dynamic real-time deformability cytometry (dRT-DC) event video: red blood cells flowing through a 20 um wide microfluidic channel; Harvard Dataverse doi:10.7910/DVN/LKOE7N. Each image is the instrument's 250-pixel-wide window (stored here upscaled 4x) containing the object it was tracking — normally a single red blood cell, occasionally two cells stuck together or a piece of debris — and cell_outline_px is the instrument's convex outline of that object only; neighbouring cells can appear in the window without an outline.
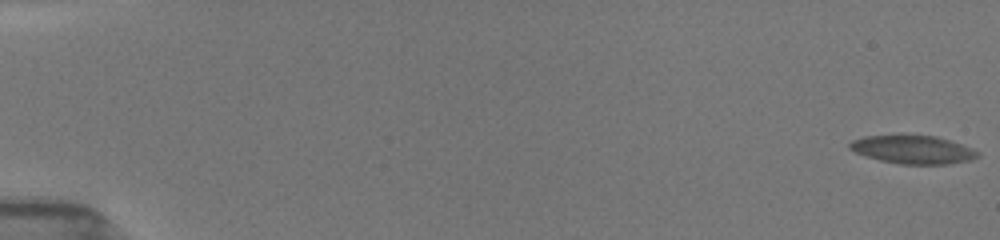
{"species": "common noctule bat (a hibernating species)", "species_latin": "Nyctalus noctula", "temperature_condition": "room temperature", "stored_images_in_passage": 55, "camera_frame_rate_fps": 3000, "um_per_image_px": 0.085, "animal": {"sex": "female", "body_mass_g": 19.5, "forearm_length_mm": 54.1}, "frame": {"image": 1, "passage_image": 1, "time_ms": 0.0, "image_size_px": [1000, 240], "cell_outline_px": [[980, 156], [968, 160], [948, 164], [900, 164], [880, 160], [864, 156], [848, 148], [848, 144], [852, 140], [864, 136], [936, 136], [960, 144], [976, 152]], "centroid_in_image_um": [77.52, 12.73], "position_along_channel_um": 7.5, "area_um2": 20.58}}
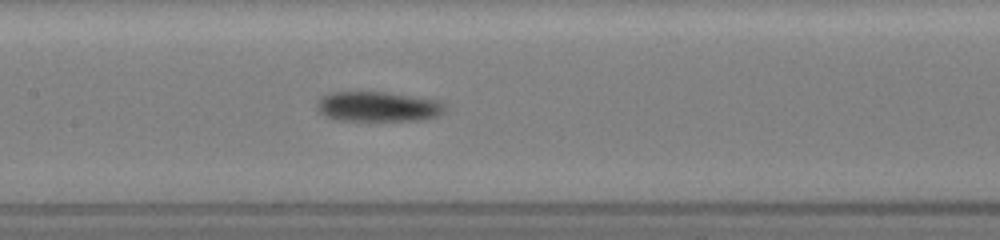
{"frame": {"image": 2, "passage_image": 28, "time_ms": 9.0, "image_size_px": [1000, 240], "cell_outline_px": [[444, 112], [436, 116], [420, 120], [332, 120], [320, 112], [316, 104], [324, 96], [332, 92], [384, 92], [436, 100], [444, 104]], "centroid_in_image_um": [32.1, 9.07], "position_along_channel_um": 175.3, "area_um2": 21.96}}
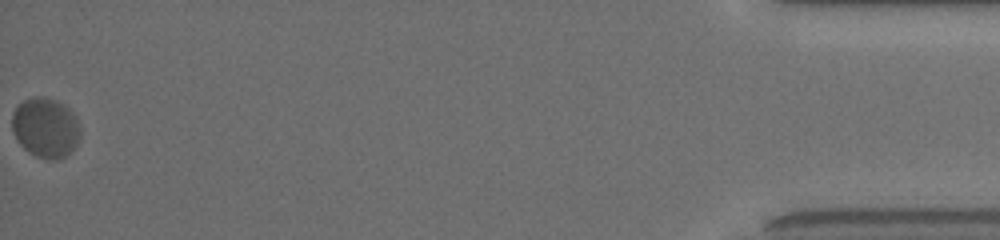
{"frame": {"image": 3, "passage_image": 55, "time_ms": 18.0, "image_size_px": [1000, 240], "cell_outline_px": [[80, 140], [60, 160], [48, 160], [36, 156], [24, 148], [16, 140], [12, 132], [12, 112], [24, 100], [36, 96], [44, 96], [56, 100], [64, 104], [72, 112], [80, 128]], "centroid_in_image_um": [3.85, 10.85], "position_along_channel_um": 431.3, "area_um2": 23.87}, "authors_computed_cell_mechanics": {"area_um2": 21.4438, "velocity_mm_per_s": 3.8329, "shape_relaxation_time_tau1_ms": 5.4262, "shape_relaxation_time_tau2_ms": null, "deformation_change_tau1": 0.1567, "deformation_change_tau2": null}}